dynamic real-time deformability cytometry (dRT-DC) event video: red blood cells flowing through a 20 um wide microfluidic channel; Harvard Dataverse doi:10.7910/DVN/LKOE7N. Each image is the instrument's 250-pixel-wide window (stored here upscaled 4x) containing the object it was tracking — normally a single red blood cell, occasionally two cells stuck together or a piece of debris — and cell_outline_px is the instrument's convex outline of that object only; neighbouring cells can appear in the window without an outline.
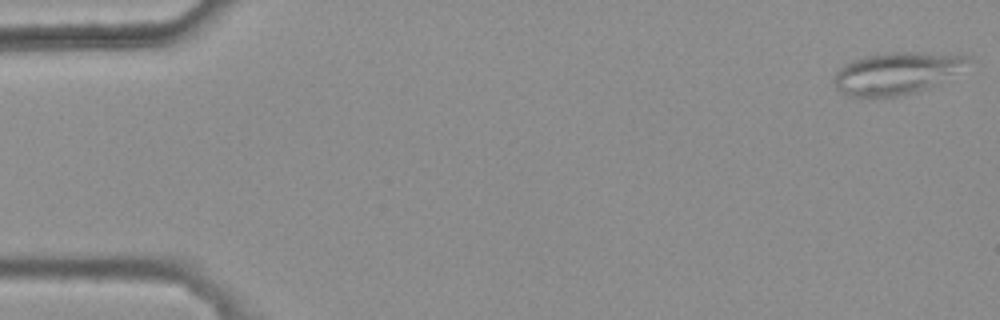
{"species": "common noctule bat (a hibernating species)", "species_latin": "Nyctalus noctula", "temperature_condition": "warm", "stored_images_in_passage": 5, "camera_frame_rate_fps": 3000, "um_per_image_px": 0.085, "animal": {"sex": "female", "body_mass_g": 25.1}, "frame": {"image": 1, "passage_image": 1, "time_ms": 0.0, "image_size_px": [1000, 320], "cell_outline_px": [[972, 60], [932, 88], [916, 92], [896, 96], [848, 96], [840, 92], [836, 88], [832, 80], [836, 72], [844, 64], [852, 60], [864, 56], [892, 52], [920, 52], [972, 56]], "centroid_in_image_um": [76.18, 6.22], "position_along_channel_um": 8.8, "area_um2": 32.66}}